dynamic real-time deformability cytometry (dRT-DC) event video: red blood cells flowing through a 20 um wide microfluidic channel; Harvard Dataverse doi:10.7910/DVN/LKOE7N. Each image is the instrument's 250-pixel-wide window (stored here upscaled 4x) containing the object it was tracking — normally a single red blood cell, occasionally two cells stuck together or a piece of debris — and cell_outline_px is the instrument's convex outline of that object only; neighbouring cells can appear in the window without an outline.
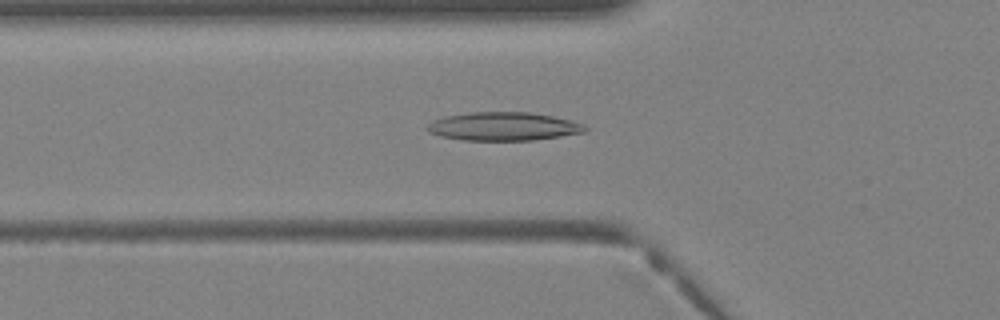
{"species": "Egyptian fruit bat (a non-hibernating species)", "species_latin": "Rousettus aegyptiacus", "temperature_condition": "warm", "stored_images_in_passage": 27, "camera_frame_rate_fps": 3000, "um_per_image_px": 0.085, "animal": {"sex": "female"}, "frame": {"image": 1, "passage_image": 2, "time_ms": 0.333, "image_size_px": [1000, 320], "cell_outline_px": [[588, 128], [584, 132], [560, 136], [532, 140], [464, 140], [440, 136], [428, 132], [428, 124], [432, 120], [444, 116], [472, 112], [528, 112], [552, 116], [584, 124]], "centroid_in_image_um": [42.77, 10.74], "position_along_channel_um": 83.0, "area_um2": 25.95}}
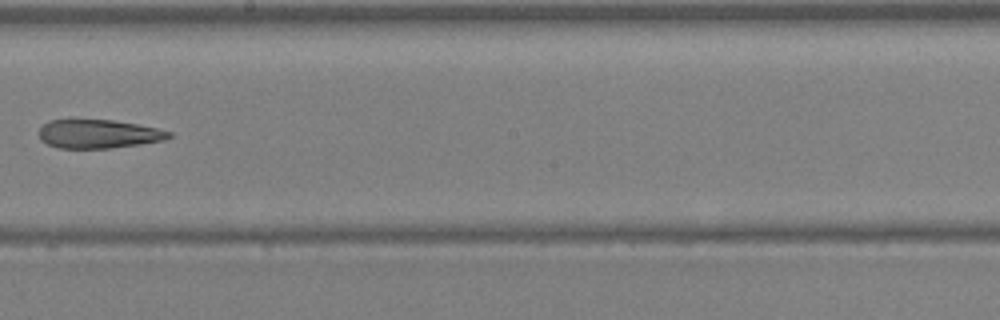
{"frame": {"image": 2, "passage_image": 11, "time_ms": 3.333, "image_size_px": [1000, 320], "cell_outline_px": [[172, 136], [164, 140], [140, 144], [108, 148], [60, 148], [48, 144], [40, 140], [40, 128], [48, 120], [112, 120], [136, 124], [156, 128], [172, 132]], "centroid_in_image_um": [8.37, 11.38], "position_along_channel_um": 239.8, "area_um2": 21.5}}
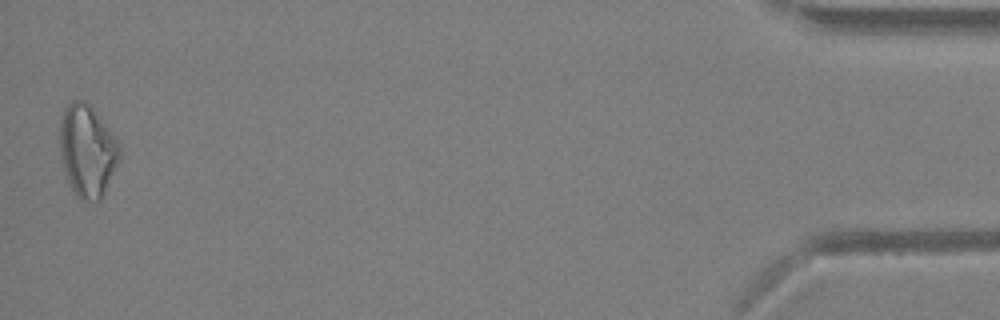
{"frame": {"image": 3, "passage_image": 27, "time_ms": 8.667, "image_size_px": [1000, 320], "cell_outline_px": [[120, 160], [100, 200], [80, 200], [76, 196], [68, 184], [60, 156], [60, 120], [64, 108], [72, 100], [84, 100], [96, 112], [120, 144]], "centroid_in_image_um": [7.41, 12.82], "position_along_channel_um": 427.8, "area_um2": 32.08}}